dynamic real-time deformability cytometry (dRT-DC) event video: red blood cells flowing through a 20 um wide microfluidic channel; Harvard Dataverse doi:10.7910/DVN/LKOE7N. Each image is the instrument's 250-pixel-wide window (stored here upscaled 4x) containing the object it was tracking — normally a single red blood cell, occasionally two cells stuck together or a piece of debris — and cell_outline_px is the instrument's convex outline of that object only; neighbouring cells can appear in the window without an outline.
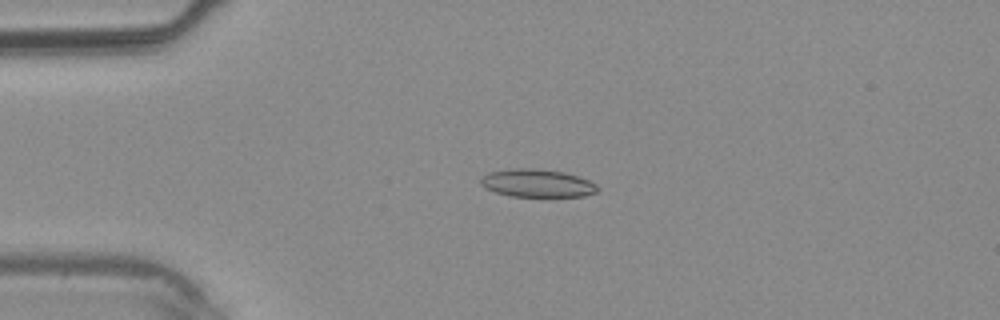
{"species": "common noctule bat (a hibernating species)", "species_latin": "Nyctalus noctula", "temperature_condition": "warm", "stored_images_in_passage": 38, "camera_frame_rate_fps": 3000, "um_per_image_px": 0.085, "animal": {"sex": "male", "body_mass_g": 20.4}, "frame": {"image": 1, "passage_image": 9, "time_ms": 2.667, "image_size_px": [1000, 320], "cell_outline_px": [[600, 188], [596, 192], [584, 196], [512, 196], [496, 192], [484, 188], [480, 184], [480, 180], [488, 172], [512, 168], [536, 168], [564, 172], [588, 180], [596, 184]], "centroid_in_image_um": [45.65, 15.56], "position_along_channel_um": 39.4, "area_um2": 18.96}}
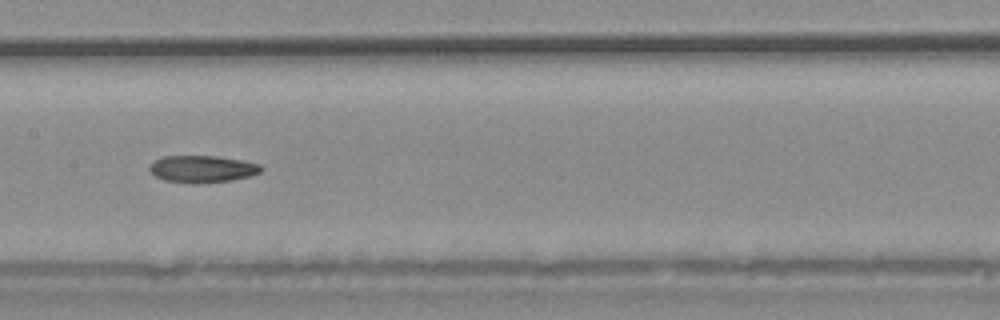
{"frame": {"image": 2, "passage_image": 19, "time_ms": 6.0, "image_size_px": [1000, 320], "cell_outline_px": [[264, 168], [260, 172], [248, 176], [232, 180], [164, 180], [156, 176], [148, 168], [156, 160], [164, 156], [216, 156], [240, 160], [260, 164]], "centroid_in_image_um": [17.24, 14.3], "position_along_channel_um": 190.2, "area_um2": 16.42}}
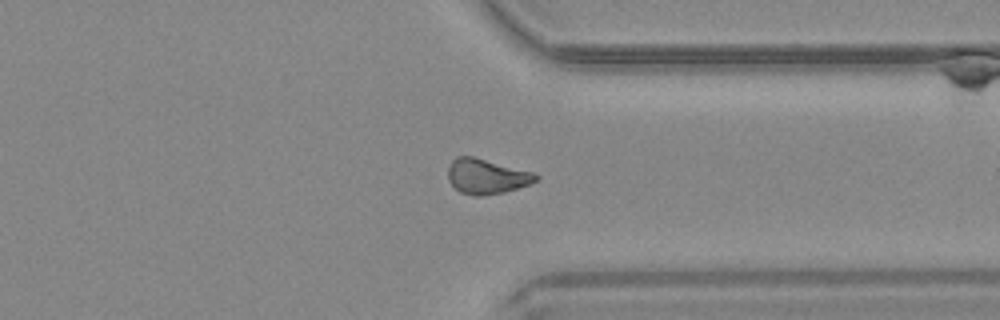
{"frame": {"image": 3, "passage_image": 29, "time_ms": 9.333, "image_size_px": [1000, 320], "cell_outline_px": [[540, 176], [536, 180], [528, 184], [504, 192], [480, 196], [472, 196], [460, 192], [448, 180], [448, 168], [452, 160], [456, 156], [472, 156], [532, 172]], "centroid_in_image_um": [41.31, 14.99], "position_along_channel_um": 370.1, "area_um2": 17.69}}